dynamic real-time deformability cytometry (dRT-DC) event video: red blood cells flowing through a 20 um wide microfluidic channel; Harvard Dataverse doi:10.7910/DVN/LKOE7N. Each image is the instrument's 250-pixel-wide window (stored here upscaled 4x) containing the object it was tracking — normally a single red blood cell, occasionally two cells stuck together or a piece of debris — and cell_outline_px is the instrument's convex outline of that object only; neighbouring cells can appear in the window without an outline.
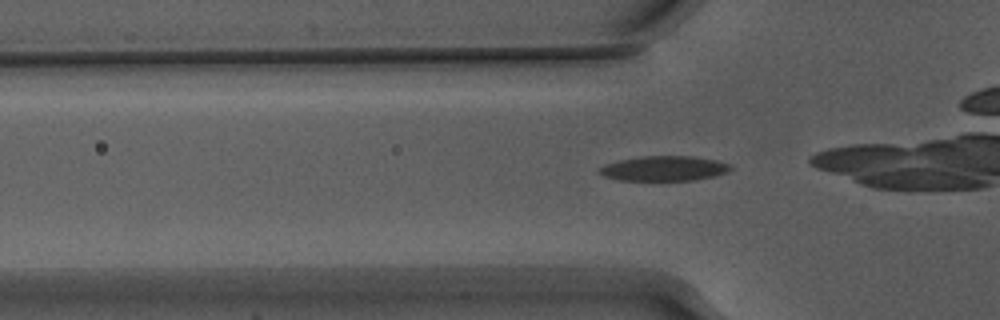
{"species": "Egyptian fruit bat (a non-hibernating species)", "species_latin": "Rousettus aegyptiacus", "temperature_condition": "warm", "stored_images_in_passage": 38, "camera_frame_rate_fps": 3000, "um_per_image_px": 0.085, "animal": {"sex": "male"}, "frame": {"image": 1, "passage_image": 13, "time_ms": 4.0, "image_size_px": [1000, 320], "cell_outline_px": [[732, 168], [728, 172], [716, 176], [696, 180], [620, 180], [604, 176], [596, 172], [604, 164], [620, 160], [644, 156], [692, 156], [716, 160], [732, 164]], "centroid_in_image_um": [56.48, 14.32], "position_along_channel_um": 69.3, "area_um2": 19.13}}
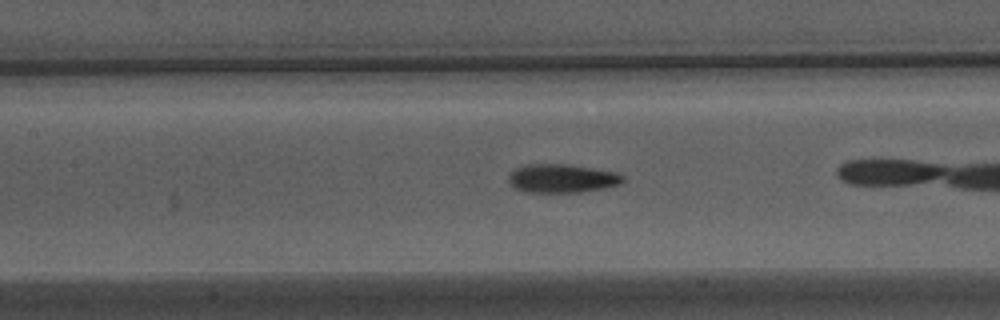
{"frame": {"image": 2, "passage_image": 20, "time_ms": 6.333, "image_size_px": [1000, 320], "cell_outline_px": [[624, 180], [620, 184], [604, 188], [580, 192], [524, 192], [516, 188], [508, 180], [508, 176], [512, 168], [528, 164], [568, 164], [616, 172], [624, 176]], "centroid_in_image_um": [47.74, 15.15], "position_along_channel_um": 159.7, "area_um2": 19.13}}
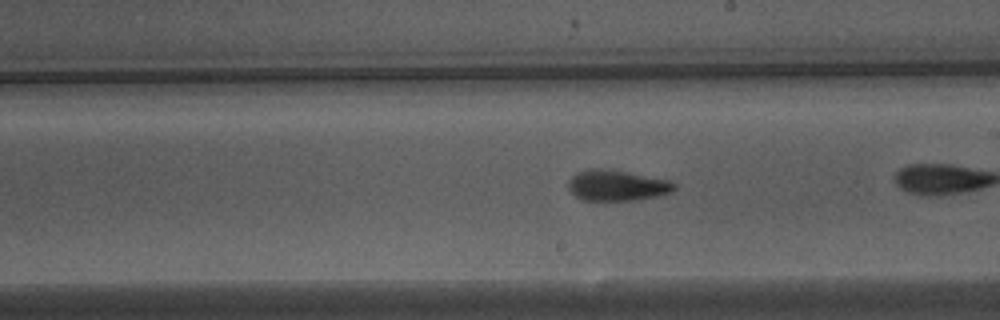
{"frame": {"image": 3, "passage_image": 26, "time_ms": 8.333, "image_size_px": [1000, 320], "cell_outline_px": [[676, 188], [672, 192], [656, 196], [636, 200], [584, 200], [576, 196], [568, 188], [568, 180], [576, 172], [588, 168], [600, 168], [672, 180], [676, 184]], "centroid_in_image_um": [52.44, 15.75], "position_along_channel_um": 236.6, "area_um2": 18.96}, "authors_computed_cell_mechanics": {"area_um2": 19.363, "velocity_mm_per_s": 3.8594, "shape_relaxation_time_tau1_ms": 3.6548, "shape_relaxation_time_tau2_ms": 2.6202, "deformation_change_tau1": 0.158, "deformation_change_tau2": 0.1022}}